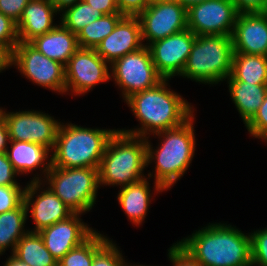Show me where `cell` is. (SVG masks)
Masks as SVG:
<instances>
[{"mask_svg": "<svg viewBox=\"0 0 267 266\" xmlns=\"http://www.w3.org/2000/svg\"><path fill=\"white\" fill-rule=\"evenodd\" d=\"M232 42L234 53L267 56V12L239 13Z\"/></svg>", "mask_w": 267, "mask_h": 266, "instance_id": "cell-18", "label": "cell"}, {"mask_svg": "<svg viewBox=\"0 0 267 266\" xmlns=\"http://www.w3.org/2000/svg\"><path fill=\"white\" fill-rule=\"evenodd\" d=\"M125 266H145V265H142V264H140V265H129L127 262H126V264H125Z\"/></svg>", "mask_w": 267, "mask_h": 266, "instance_id": "cell-46", "label": "cell"}, {"mask_svg": "<svg viewBox=\"0 0 267 266\" xmlns=\"http://www.w3.org/2000/svg\"><path fill=\"white\" fill-rule=\"evenodd\" d=\"M239 13L267 12V0H232Z\"/></svg>", "mask_w": 267, "mask_h": 266, "instance_id": "cell-39", "label": "cell"}, {"mask_svg": "<svg viewBox=\"0 0 267 266\" xmlns=\"http://www.w3.org/2000/svg\"><path fill=\"white\" fill-rule=\"evenodd\" d=\"M13 65L33 83L65 93V66L39 52L29 42H19L13 50Z\"/></svg>", "mask_w": 267, "mask_h": 266, "instance_id": "cell-9", "label": "cell"}, {"mask_svg": "<svg viewBox=\"0 0 267 266\" xmlns=\"http://www.w3.org/2000/svg\"><path fill=\"white\" fill-rule=\"evenodd\" d=\"M249 134L255 138L267 140V94L253 118L245 125Z\"/></svg>", "mask_w": 267, "mask_h": 266, "instance_id": "cell-33", "label": "cell"}, {"mask_svg": "<svg viewBox=\"0 0 267 266\" xmlns=\"http://www.w3.org/2000/svg\"><path fill=\"white\" fill-rule=\"evenodd\" d=\"M141 24L137 16H124L113 32L94 49L109 64L126 54L144 47Z\"/></svg>", "mask_w": 267, "mask_h": 266, "instance_id": "cell-17", "label": "cell"}, {"mask_svg": "<svg viewBox=\"0 0 267 266\" xmlns=\"http://www.w3.org/2000/svg\"><path fill=\"white\" fill-rule=\"evenodd\" d=\"M238 14L232 0H206L187 9V28L196 36H232Z\"/></svg>", "mask_w": 267, "mask_h": 266, "instance_id": "cell-12", "label": "cell"}, {"mask_svg": "<svg viewBox=\"0 0 267 266\" xmlns=\"http://www.w3.org/2000/svg\"><path fill=\"white\" fill-rule=\"evenodd\" d=\"M8 129L2 116L0 115V153L6 152L8 144Z\"/></svg>", "mask_w": 267, "mask_h": 266, "instance_id": "cell-42", "label": "cell"}, {"mask_svg": "<svg viewBox=\"0 0 267 266\" xmlns=\"http://www.w3.org/2000/svg\"><path fill=\"white\" fill-rule=\"evenodd\" d=\"M15 176H18V173L14 170L6 152L0 153V186H20Z\"/></svg>", "mask_w": 267, "mask_h": 266, "instance_id": "cell-36", "label": "cell"}, {"mask_svg": "<svg viewBox=\"0 0 267 266\" xmlns=\"http://www.w3.org/2000/svg\"><path fill=\"white\" fill-rule=\"evenodd\" d=\"M57 13L50 0H31L16 23L19 42H30L55 28L53 18Z\"/></svg>", "mask_w": 267, "mask_h": 266, "instance_id": "cell-19", "label": "cell"}, {"mask_svg": "<svg viewBox=\"0 0 267 266\" xmlns=\"http://www.w3.org/2000/svg\"><path fill=\"white\" fill-rule=\"evenodd\" d=\"M110 64L95 49L79 48L65 65V93L83 95L99 83H106L111 76Z\"/></svg>", "mask_w": 267, "mask_h": 266, "instance_id": "cell-13", "label": "cell"}, {"mask_svg": "<svg viewBox=\"0 0 267 266\" xmlns=\"http://www.w3.org/2000/svg\"><path fill=\"white\" fill-rule=\"evenodd\" d=\"M116 3L124 16H138L151 3V0H118Z\"/></svg>", "mask_w": 267, "mask_h": 266, "instance_id": "cell-38", "label": "cell"}, {"mask_svg": "<svg viewBox=\"0 0 267 266\" xmlns=\"http://www.w3.org/2000/svg\"><path fill=\"white\" fill-rule=\"evenodd\" d=\"M156 1H167V0H151V2H156ZM172 1H177V0H172Z\"/></svg>", "mask_w": 267, "mask_h": 266, "instance_id": "cell-47", "label": "cell"}, {"mask_svg": "<svg viewBox=\"0 0 267 266\" xmlns=\"http://www.w3.org/2000/svg\"><path fill=\"white\" fill-rule=\"evenodd\" d=\"M8 143L10 144V149L7 146L6 154L18 175L32 173L41 167L40 171L43 172V178L46 177L52 166L51 150L49 148L38 143L26 141L9 140Z\"/></svg>", "mask_w": 267, "mask_h": 266, "instance_id": "cell-20", "label": "cell"}, {"mask_svg": "<svg viewBox=\"0 0 267 266\" xmlns=\"http://www.w3.org/2000/svg\"><path fill=\"white\" fill-rule=\"evenodd\" d=\"M195 39L196 35L187 28L148 46L156 71L163 79L181 75Z\"/></svg>", "mask_w": 267, "mask_h": 266, "instance_id": "cell-14", "label": "cell"}, {"mask_svg": "<svg viewBox=\"0 0 267 266\" xmlns=\"http://www.w3.org/2000/svg\"><path fill=\"white\" fill-rule=\"evenodd\" d=\"M228 89L238 113L246 125L256 114L267 94V84L233 82L227 78Z\"/></svg>", "mask_w": 267, "mask_h": 266, "instance_id": "cell-23", "label": "cell"}, {"mask_svg": "<svg viewBox=\"0 0 267 266\" xmlns=\"http://www.w3.org/2000/svg\"><path fill=\"white\" fill-rule=\"evenodd\" d=\"M104 15L120 13L115 0H83Z\"/></svg>", "mask_w": 267, "mask_h": 266, "instance_id": "cell-40", "label": "cell"}, {"mask_svg": "<svg viewBox=\"0 0 267 266\" xmlns=\"http://www.w3.org/2000/svg\"><path fill=\"white\" fill-rule=\"evenodd\" d=\"M44 184L46 185L42 181H31L25 186L24 203L27 213H31L35 224L34 230H29L30 232H40L74 214L49 187L44 188ZM40 190L42 191L40 192Z\"/></svg>", "mask_w": 267, "mask_h": 266, "instance_id": "cell-15", "label": "cell"}, {"mask_svg": "<svg viewBox=\"0 0 267 266\" xmlns=\"http://www.w3.org/2000/svg\"><path fill=\"white\" fill-rule=\"evenodd\" d=\"M117 247L112 240H109L94 255L92 266H125V258Z\"/></svg>", "mask_w": 267, "mask_h": 266, "instance_id": "cell-30", "label": "cell"}, {"mask_svg": "<svg viewBox=\"0 0 267 266\" xmlns=\"http://www.w3.org/2000/svg\"><path fill=\"white\" fill-rule=\"evenodd\" d=\"M58 12H62L65 8L75 5L80 0H50Z\"/></svg>", "mask_w": 267, "mask_h": 266, "instance_id": "cell-43", "label": "cell"}, {"mask_svg": "<svg viewBox=\"0 0 267 266\" xmlns=\"http://www.w3.org/2000/svg\"><path fill=\"white\" fill-rule=\"evenodd\" d=\"M27 216L24 202L16 209L0 214V255L9 247L14 253L18 241L29 231L24 228Z\"/></svg>", "mask_w": 267, "mask_h": 266, "instance_id": "cell-25", "label": "cell"}, {"mask_svg": "<svg viewBox=\"0 0 267 266\" xmlns=\"http://www.w3.org/2000/svg\"><path fill=\"white\" fill-rule=\"evenodd\" d=\"M23 188L0 186V214L18 208L24 202L25 187Z\"/></svg>", "mask_w": 267, "mask_h": 266, "instance_id": "cell-32", "label": "cell"}, {"mask_svg": "<svg viewBox=\"0 0 267 266\" xmlns=\"http://www.w3.org/2000/svg\"><path fill=\"white\" fill-rule=\"evenodd\" d=\"M110 239L95 231L86 241L71 249L58 261V266H92L94 255Z\"/></svg>", "mask_w": 267, "mask_h": 266, "instance_id": "cell-28", "label": "cell"}, {"mask_svg": "<svg viewBox=\"0 0 267 266\" xmlns=\"http://www.w3.org/2000/svg\"><path fill=\"white\" fill-rule=\"evenodd\" d=\"M31 0H0V12L14 22L21 18L24 8Z\"/></svg>", "mask_w": 267, "mask_h": 266, "instance_id": "cell-37", "label": "cell"}, {"mask_svg": "<svg viewBox=\"0 0 267 266\" xmlns=\"http://www.w3.org/2000/svg\"><path fill=\"white\" fill-rule=\"evenodd\" d=\"M179 243L203 266H252L251 238L227 223H209Z\"/></svg>", "mask_w": 267, "mask_h": 266, "instance_id": "cell-2", "label": "cell"}, {"mask_svg": "<svg viewBox=\"0 0 267 266\" xmlns=\"http://www.w3.org/2000/svg\"><path fill=\"white\" fill-rule=\"evenodd\" d=\"M168 257L173 266H203L178 241L169 248Z\"/></svg>", "mask_w": 267, "mask_h": 266, "instance_id": "cell-35", "label": "cell"}, {"mask_svg": "<svg viewBox=\"0 0 267 266\" xmlns=\"http://www.w3.org/2000/svg\"><path fill=\"white\" fill-rule=\"evenodd\" d=\"M116 130L61 123L51 151L52 166L99 168L107 143Z\"/></svg>", "mask_w": 267, "mask_h": 266, "instance_id": "cell-5", "label": "cell"}, {"mask_svg": "<svg viewBox=\"0 0 267 266\" xmlns=\"http://www.w3.org/2000/svg\"><path fill=\"white\" fill-rule=\"evenodd\" d=\"M110 76L125 101L131 95L155 87L163 78L156 71L148 46L122 56L110 64Z\"/></svg>", "mask_w": 267, "mask_h": 266, "instance_id": "cell-8", "label": "cell"}, {"mask_svg": "<svg viewBox=\"0 0 267 266\" xmlns=\"http://www.w3.org/2000/svg\"><path fill=\"white\" fill-rule=\"evenodd\" d=\"M35 175L30 181L46 182L73 213L89 212L96 204L99 186L98 168H57L51 166L45 179Z\"/></svg>", "mask_w": 267, "mask_h": 266, "instance_id": "cell-7", "label": "cell"}, {"mask_svg": "<svg viewBox=\"0 0 267 266\" xmlns=\"http://www.w3.org/2000/svg\"><path fill=\"white\" fill-rule=\"evenodd\" d=\"M137 17L144 46L187 29V9L178 1L151 2Z\"/></svg>", "mask_w": 267, "mask_h": 266, "instance_id": "cell-11", "label": "cell"}, {"mask_svg": "<svg viewBox=\"0 0 267 266\" xmlns=\"http://www.w3.org/2000/svg\"><path fill=\"white\" fill-rule=\"evenodd\" d=\"M194 114L182 125L153 135L160 138V145L153 149V144L146 137L147 167L155 162L154 191H168L184 176L190 166L196 148ZM163 138V139H162Z\"/></svg>", "mask_w": 267, "mask_h": 266, "instance_id": "cell-3", "label": "cell"}, {"mask_svg": "<svg viewBox=\"0 0 267 266\" xmlns=\"http://www.w3.org/2000/svg\"><path fill=\"white\" fill-rule=\"evenodd\" d=\"M81 215L74 213L69 218L38 232L45 247L57 261L71 249L86 241L96 231L82 221Z\"/></svg>", "mask_w": 267, "mask_h": 266, "instance_id": "cell-16", "label": "cell"}, {"mask_svg": "<svg viewBox=\"0 0 267 266\" xmlns=\"http://www.w3.org/2000/svg\"><path fill=\"white\" fill-rule=\"evenodd\" d=\"M60 13V23L76 35L82 28L104 15L83 0L65 8Z\"/></svg>", "mask_w": 267, "mask_h": 266, "instance_id": "cell-29", "label": "cell"}, {"mask_svg": "<svg viewBox=\"0 0 267 266\" xmlns=\"http://www.w3.org/2000/svg\"><path fill=\"white\" fill-rule=\"evenodd\" d=\"M29 43L46 57L62 63L64 66L80 48L77 35L61 23L49 32L35 37Z\"/></svg>", "mask_w": 267, "mask_h": 266, "instance_id": "cell-21", "label": "cell"}, {"mask_svg": "<svg viewBox=\"0 0 267 266\" xmlns=\"http://www.w3.org/2000/svg\"><path fill=\"white\" fill-rule=\"evenodd\" d=\"M3 266H30V265L21 261L19 258H17V256L11 253V256H9V258L6 260Z\"/></svg>", "mask_w": 267, "mask_h": 266, "instance_id": "cell-44", "label": "cell"}, {"mask_svg": "<svg viewBox=\"0 0 267 266\" xmlns=\"http://www.w3.org/2000/svg\"><path fill=\"white\" fill-rule=\"evenodd\" d=\"M168 81L169 79H163L155 87L135 93L125 100L141 127L120 129L121 132L146 138L178 127L194 114L192 105L168 88Z\"/></svg>", "mask_w": 267, "mask_h": 266, "instance_id": "cell-1", "label": "cell"}, {"mask_svg": "<svg viewBox=\"0 0 267 266\" xmlns=\"http://www.w3.org/2000/svg\"><path fill=\"white\" fill-rule=\"evenodd\" d=\"M181 5L188 9L191 5L202 3L206 0H177Z\"/></svg>", "mask_w": 267, "mask_h": 266, "instance_id": "cell-45", "label": "cell"}, {"mask_svg": "<svg viewBox=\"0 0 267 266\" xmlns=\"http://www.w3.org/2000/svg\"><path fill=\"white\" fill-rule=\"evenodd\" d=\"M6 112L5 108L0 107L9 140L38 143L53 150L61 122L36 110Z\"/></svg>", "mask_w": 267, "mask_h": 266, "instance_id": "cell-10", "label": "cell"}, {"mask_svg": "<svg viewBox=\"0 0 267 266\" xmlns=\"http://www.w3.org/2000/svg\"><path fill=\"white\" fill-rule=\"evenodd\" d=\"M229 78L233 82L267 84V56L233 53Z\"/></svg>", "mask_w": 267, "mask_h": 266, "instance_id": "cell-24", "label": "cell"}, {"mask_svg": "<svg viewBox=\"0 0 267 266\" xmlns=\"http://www.w3.org/2000/svg\"><path fill=\"white\" fill-rule=\"evenodd\" d=\"M232 36L198 35L180 76L203 84L225 81L232 70Z\"/></svg>", "mask_w": 267, "mask_h": 266, "instance_id": "cell-6", "label": "cell"}, {"mask_svg": "<svg viewBox=\"0 0 267 266\" xmlns=\"http://www.w3.org/2000/svg\"><path fill=\"white\" fill-rule=\"evenodd\" d=\"M250 234L252 266H267V228Z\"/></svg>", "mask_w": 267, "mask_h": 266, "instance_id": "cell-31", "label": "cell"}, {"mask_svg": "<svg viewBox=\"0 0 267 266\" xmlns=\"http://www.w3.org/2000/svg\"><path fill=\"white\" fill-rule=\"evenodd\" d=\"M18 43L16 22L0 12V44L14 50Z\"/></svg>", "mask_w": 267, "mask_h": 266, "instance_id": "cell-34", "label": "cell"}, {"mask_svg": "<svg viewBox=\"0 0 267 266\" xmlns=\"http://www.w3.org/2000/svg\"><path fill=\"white\" fill-rule=\"evenodd\" d=\"M146 161V138L121 132L110 137L98 168L99 186L125 187L144 176Z\"/></svg>", "mask_w": 267, "mask_h": 266, "instance_id": "cell-4", "label": "cell"}, {"mask_svg": "<svg viewBox=\"0 0 267 266\" xmlns=\"http://www.w3.org/2000/svg\"><path fill=\"white\" fill-rule=\"evenodd\" d=\"M13 66V50L0 44V73Z\"/></svg>", "mask_w": 267, "mask_h": 266, "instance_id": "cell-41", "label": "cell"}, {"mask_svg": "<svg viewBox=\"0 0 267 266\" xmlns=\"http://www.w3.org/2000/svg\"><path fill=\"white\" fill-rule=\"evenodd\" d=\"M13 254L30 266H58L38 232L28 231L18 241Z\"/></svg>", "mask_w": 267, "mask_h": 266, "instance_id": "cell-26", "label": "cell"}, {"mask_svg": "<svg viewBox=\"0 0 267 266\" xmlns=\"http://www.w3.org/2000/svg\"><path fill=\"white\" fill-rule=\"evenodd\" d=\"M148 177L120 188L117 200L121 205L127 218L136 226H140L147 216L151 203V187L147 179L153 176V172L148 173Z\"/></svg>", "mask_w": 267, "mask_h": 266, "instance_id": "cell-22", "label": "cell"}, {"mask_svg": "<svg viewBox=\"0 0 267 266\" xmlns=\"http://www.w3.org/2000/svg\"><path fill=\"white\" fill-rule=\"evenodd\" d=\"M124 17L121 13L103 15L89 23L77 34L80 48L94 49L101 41L113 32L117 23Z\"/></svg>", "mask_w": 267, "mask_h": 266, "instance_id": "cell-27", "label": "cell"}]
</instances>
